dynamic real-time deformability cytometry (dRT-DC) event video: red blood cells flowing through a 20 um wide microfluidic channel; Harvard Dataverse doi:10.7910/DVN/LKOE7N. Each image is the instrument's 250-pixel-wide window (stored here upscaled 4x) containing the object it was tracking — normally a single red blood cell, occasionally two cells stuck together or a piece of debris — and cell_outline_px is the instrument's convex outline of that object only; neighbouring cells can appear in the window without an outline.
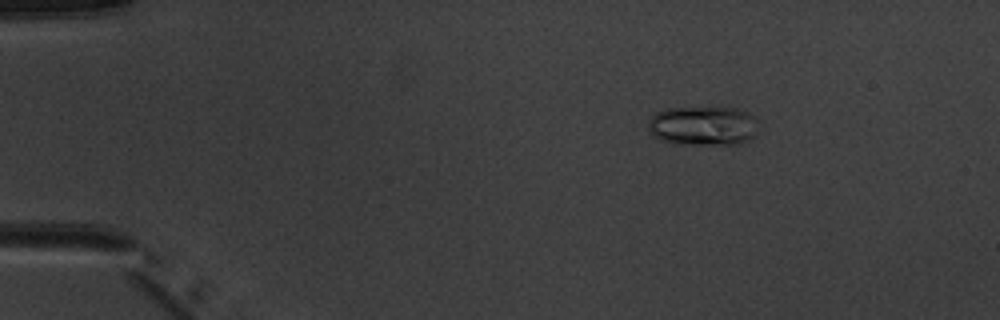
{"species": "common noctule bat (a hibernating species)", "species_latin": "Nyctalus noctula", "temperature_condition": "warm", "stored_images_in_passage": 4, "camera_frame_rate_fps": 3000, "um_per_image_px": 0.085, "animal": {"sex": "male", "body_mass_g": 20.1, "forearm_length_mm": 53.5}, "frame": {"image": 1, "passage_image": 2, "time_ms": 1.0, "image_size_px": [1000, 320], "cell_outline_px": [[756, 120], [752, 136], [736, 144], [672, 144], [660, 140], [648, 128], [648, 120], [656, 112], [664, 108], [736, 108], [748, 112], [756, 116]], "centroid_in_image_um": [59.7, 10.68], "position_along_channel_um": 25.3, "area_um2": 25.03}}